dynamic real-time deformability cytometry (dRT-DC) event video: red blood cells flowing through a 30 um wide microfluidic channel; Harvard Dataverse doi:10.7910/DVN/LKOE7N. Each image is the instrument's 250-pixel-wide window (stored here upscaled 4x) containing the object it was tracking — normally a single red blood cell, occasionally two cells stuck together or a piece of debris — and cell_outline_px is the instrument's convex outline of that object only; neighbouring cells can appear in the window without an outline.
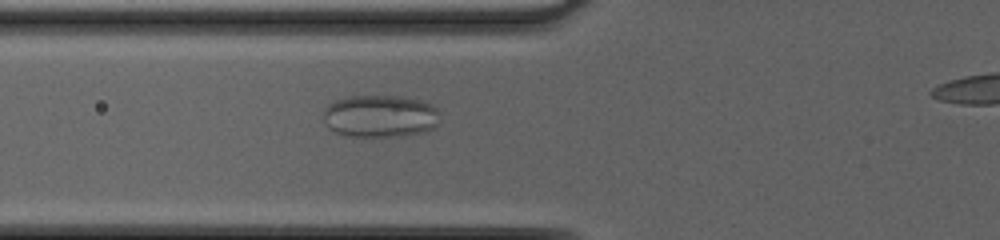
{"species": "common noctule bat (a hibernating species)", "species_latin": "Nyctalus noctula", "temperature_condition": "cold", "stored_images_in_passage": 30, "camera_frame_rate_fps": 3000, "um_per_image_px": 0.085, "animal": {"sex": "female", "body_mass_g": 20.0, "forearm_length_mm": 54.0}, "frame": {"image": 1, "passage_image": 3, "time_ms": 0.667, "image_size_px": [1000, 240], "cell_outline_px": [[440, 124], [424, 132], [404, 136], [344, 136], [328, 128], [324, 124], [324, 108], [328, 104], [336, 100], [348, 96], [404, 96], [420, 100], [432, 104], [440, 112]], "centroid_in_image_um": [32.34, 9.87], "position_along_channel_um": 93.5, "area_um2": 29.3}}
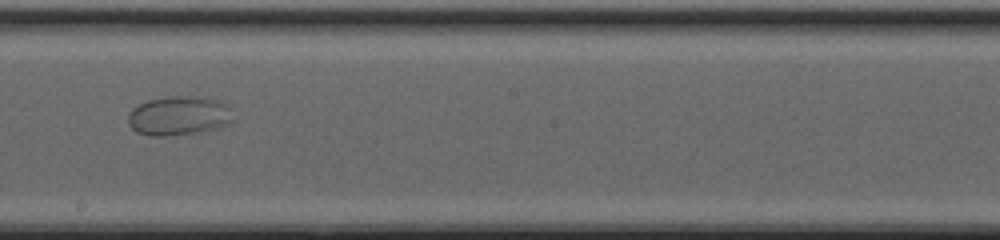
{"frame": {"image": 2, "passage_image": 13, "time_ms": 4.0, "image_size_px": [1000, 240], "cell_outline_px": [[232, 124], [216, 128], [196, 132], [164, 136], [148, 136], [136, 132], [128, 124], [128, 116], [132, 108], [148, 100], [172, 96], [196, 96], [220, 100], [228, 108], [232, 120]], "centroid_in_image_um": [15.17, 9.84], "position_along_channel_um": 233.0, "area_um2": 23.87}}
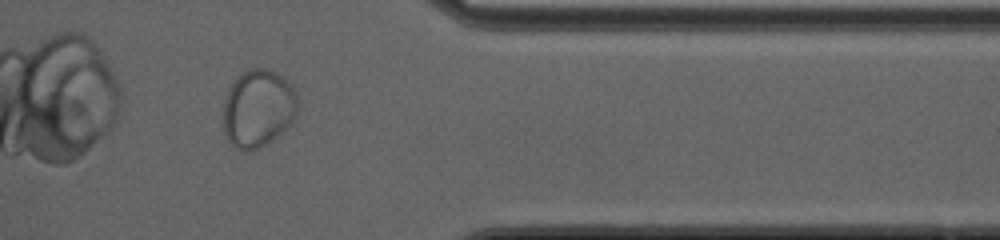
{"frame": {"image": 3, "passage_image": 25, "time_ms": 8.0, "image_size_px": [1000, 240], "cell_outline_px": [[296, 116], [292, 124], [276, 136], [264, 144], [248, 152], [244, 152], [236, 148], [228, 140], [224, 132], [224, 100], [232, 84], [244, 72], [252, 68], [264, 68], [276, 72], [296, 92]], "centroid_in_image_um": [21.93, 9.24], "position_along_channel_um": 389.5, "area_um2": 33.12}}